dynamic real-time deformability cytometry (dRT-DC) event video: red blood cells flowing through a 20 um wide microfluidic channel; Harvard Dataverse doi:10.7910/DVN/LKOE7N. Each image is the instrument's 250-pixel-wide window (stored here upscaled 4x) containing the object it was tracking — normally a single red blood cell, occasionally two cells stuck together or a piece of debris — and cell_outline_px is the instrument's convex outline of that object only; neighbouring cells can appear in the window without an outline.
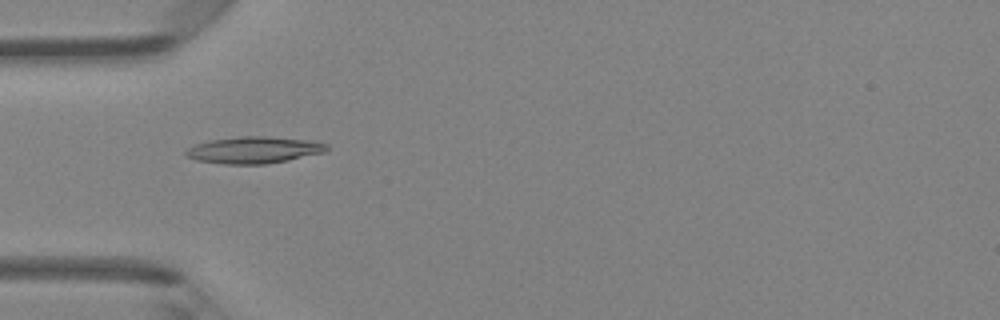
{"species": "Egyptian fruit bat (a non-hibernating species)", "species_latin": "Rousettus aegyptiacus", "temperature_condition": "room temperature", "stored_images_in_passage": 47, "camera_frame_rate_fps": 3000, "um_per_image_px": 0.085, "animal": {"sex": "female"}, "frame": {"image": 1, "passage_image": 15, "time_ms": 4.667, "image_size_px": [1000, 320], "cell_outline_px": [[328, 148], [324, 152], [288, 160], [264, 164], [224, 164], [196, 160], [184, 156], [184, 152], [188, 148], [196, 144], [208, 140], [240, 136], [264, 136], [312, 140], [328, 144]], "centroid_in_image_um": [21.55, 12.74], "position_along_channel_um": 63.4, "area_um2": 22.02}}
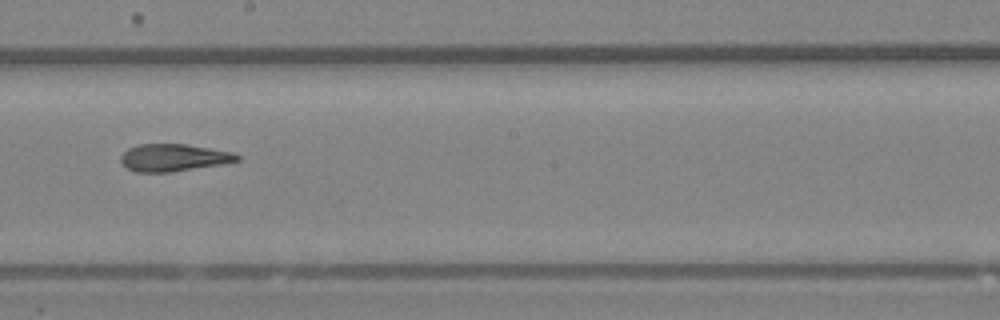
{"frame": {"image": 2, "passage_image": 27, "time_ms": 8.667, "image_size_px": [1000, 320], "cell_outline_px": [[240, 160], [220, 164], [172, 172], [136, 172], [128, 168], [120, 160], [120, 156], [128, 148], [140, 144], [184, 144], [232, 152], [240, 156]], "centroid_in_image_um": [14.73, 13.4], "position_along_channel_um": 233.5, "area_um2": 18.26}}
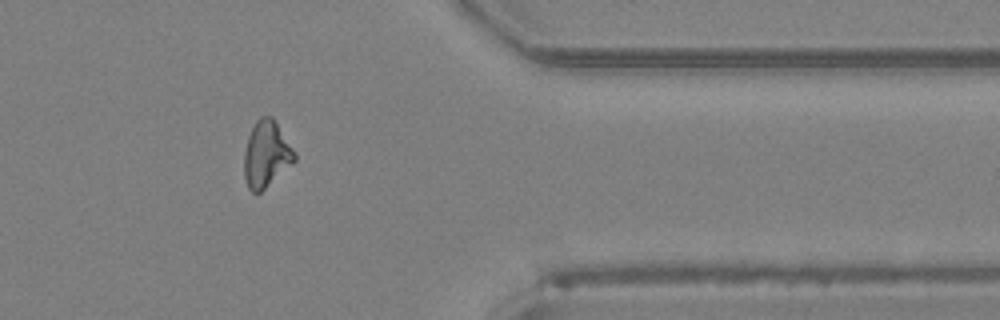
{"frame": {"image": 3, "passage_image": 39, "time_ms": 12.667, "image_size_px": [1000, 320], "cell_outline_px": [[296, 160], [260, 192], [252, 192], [248, 188], [244, 176], [244, 152], [248, 136], [256, 120], [260, 116], [272, 116], [276, 120], [296, 152]], "centroid_in_image_um": [22.64, 13.07], "position_along_channel_um": 388.8, "area_um2": 19.54}, "authors_computed_cell_mechanics": {"area_um2": 19.5364, "velocity_mm_per_s": 4.3001, "shape_relaxation_time_tau1_ms": null, "shape_relaxation_time_tau2_ms": 3.6684, "deformation_change_tau1": null, "deformation_change_tau2": 0.1323}}